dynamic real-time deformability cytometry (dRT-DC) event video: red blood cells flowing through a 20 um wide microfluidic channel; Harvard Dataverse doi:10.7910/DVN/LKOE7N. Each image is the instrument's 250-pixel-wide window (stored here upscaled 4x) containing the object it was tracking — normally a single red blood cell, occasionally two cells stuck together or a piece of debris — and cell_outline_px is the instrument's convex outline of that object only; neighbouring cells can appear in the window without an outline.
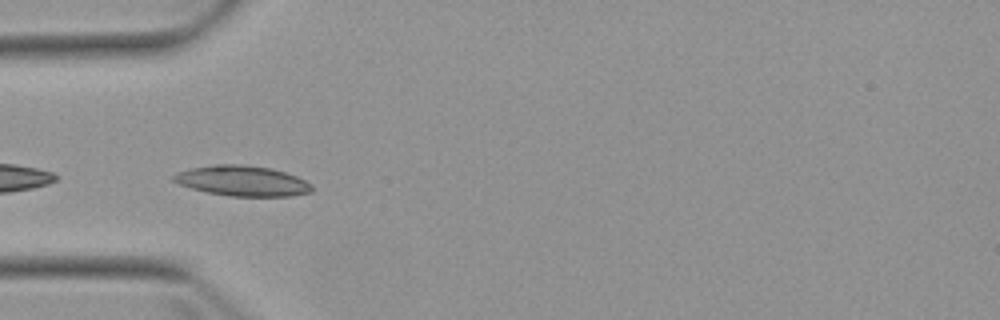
{"species": "Egyptian fruit bat (a non-hibernating species)", "species_latin": "Rousettus aegyptiacus", "temperature_condition": "warm", "stored_images_in_passage": 6, "camera_frame_rate_fps": 3000, "um_per_image_px": 0.085, "animal": {"sex": "female"}, "frame": {"image": 1, "passage_image": 2, "time_ms": 1.333, "image_size_px": [1000, 320], "cell_outline_px": [[312, 192], [292, 196], [228, 196], [208, 192], [192, 188], [180, 184], [172, 180], [172, 176], [176, 172], [192, 168], [216, 164], [240, 164], [272, 168], [296, 176], [312, 184]], "centroid_in_image_um": [20.61, 15.37], "position_along_channel_um": 64.4, "area_um2": 24.39}}
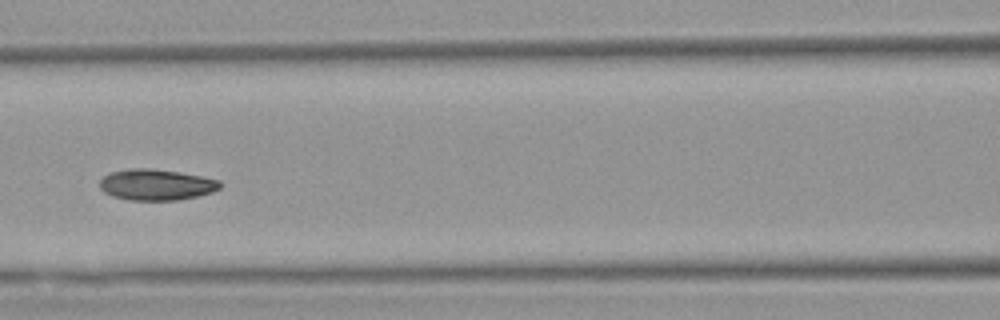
{"frame": {"image": 2, "passage_image": 4, "time_ms": 3.667, "image_size_px": [1000, 320], "cell_outline_px": [[220, 188], [212, 192], [196, 196], [176, 200], [128, 200], [112, 196], [104, 192], [100, 188], [100, 180], [104, 176], [112, 172], [128, 168], [152, 168], [180, 172], [220, 180]], "centroid_in_image_um": [13.26, 15.69], "position_along_channel_um": 153.3, "area_um2": 21.73}}
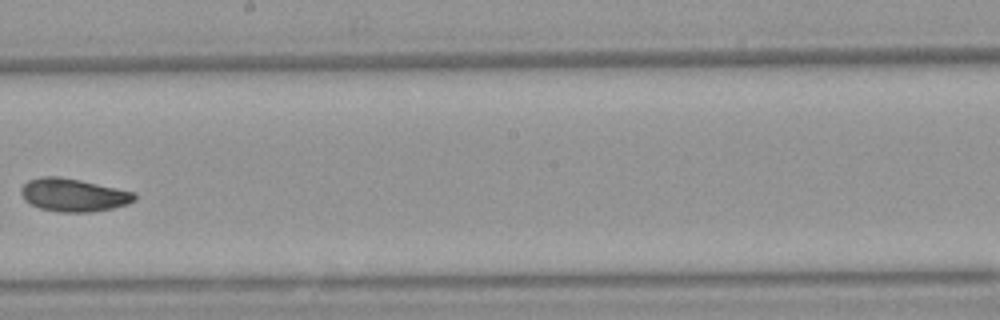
{"frame": {"image": 3, "passage_image": 6, "time_ms": 6.0, "image_size_px": [1000, 320], "cell_outline_px": [[136, 200], [128, 204], [112, 208], [88, 212], [60, 212], [40, 208], [24, 200], [20, 192], [20, 188], [28, 180], [40, 176], [60, 176], [80, 180], [136, 192]], "centroid_in_image_um": [6.24, 16.56], "position_along_channel_um": 242.0, "area_um2": 21.91}}